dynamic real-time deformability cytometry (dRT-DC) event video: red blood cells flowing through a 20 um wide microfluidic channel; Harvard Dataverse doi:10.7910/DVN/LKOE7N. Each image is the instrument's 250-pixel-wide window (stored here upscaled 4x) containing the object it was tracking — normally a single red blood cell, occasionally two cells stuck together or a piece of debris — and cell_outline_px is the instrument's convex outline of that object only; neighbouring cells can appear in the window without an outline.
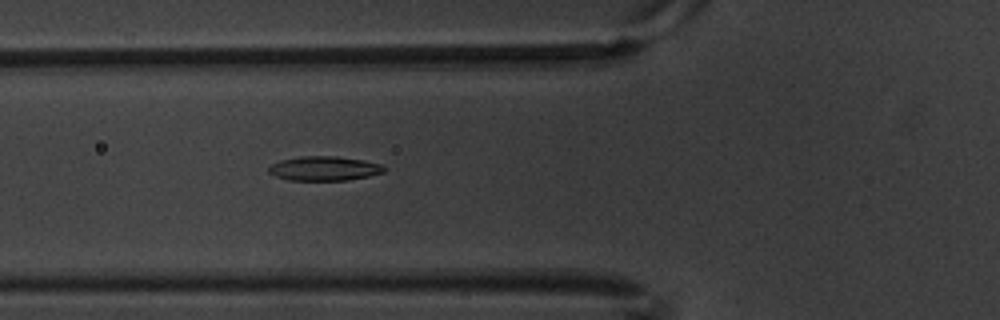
{"species": "common noctule bat (a hibernating species)", "species_latin": "Nyctalus noctula", "temperature_condition": "warm", "stored_images_in_passage": 4, "camera_frame_rate_fps": 3000, "um_per_image_px": 0.085, "animal": {"sex": "male", "body_mass_g": 20.1, "forearm_length_mm": 53.5}, "frame": {"image": 1, "passage_image": 4, "time_ms": 1.0, "image_size_px": [1000, 320], "cell_outline_px": [[384, 172], [368, 176], [348, 180], [288, 180], [276, 176], [268, 172], [268, 168], [272, 164], [280, 160], [300, 156], [336, 156], [364, 160], [380, 164], [384, 168]], "centroid_in_image_um": [27.53, 14.31], "position_along_channel_um": 98.3, "area_um2": 16.3}}